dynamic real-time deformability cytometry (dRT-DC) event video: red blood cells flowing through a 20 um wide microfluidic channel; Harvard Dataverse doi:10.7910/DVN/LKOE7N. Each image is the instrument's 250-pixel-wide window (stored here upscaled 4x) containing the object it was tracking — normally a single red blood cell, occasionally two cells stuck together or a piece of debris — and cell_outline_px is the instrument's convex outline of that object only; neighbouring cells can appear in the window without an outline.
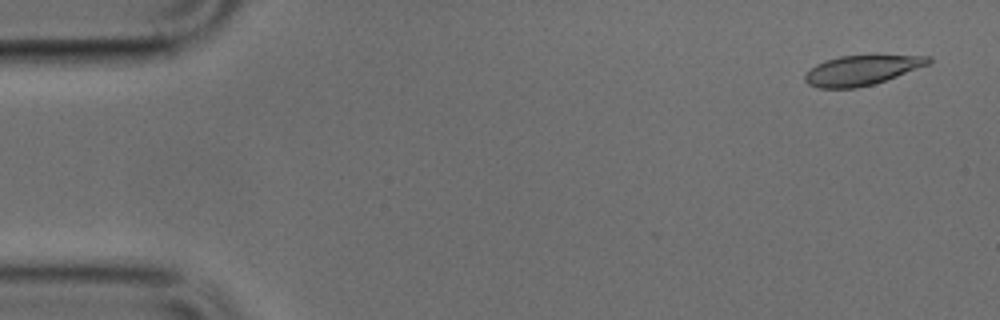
{"species": "common noctule bat (a hibernating species)", "species_latin": "Nyctalus noctula", "temperature_condition": "cold", "stored_images_in_passage": 7, "camera_frame_rate_fps": 3000, "um_per_image_px": 0.085, "animal": {"sex": "male", "body_mass_g": 17.9, "forearm_length_mm": 54.2}, "frame": {"image": 1, "passage_image": 2, "time_ms": 0.333, "image_size_px": [1000, 320], "cell_outline_px": [[932, 60], [928, 64], [896, 76], [872, 84], [856, 88], [820, 88], [808, 84], [804, 80], [804, 76], [816, 64], [840, 56], [932, 56]], "centroid_in_image_um": [73.21, 5.98], "position_along_channel_um": 11.8, "area_um2": 20.81}}